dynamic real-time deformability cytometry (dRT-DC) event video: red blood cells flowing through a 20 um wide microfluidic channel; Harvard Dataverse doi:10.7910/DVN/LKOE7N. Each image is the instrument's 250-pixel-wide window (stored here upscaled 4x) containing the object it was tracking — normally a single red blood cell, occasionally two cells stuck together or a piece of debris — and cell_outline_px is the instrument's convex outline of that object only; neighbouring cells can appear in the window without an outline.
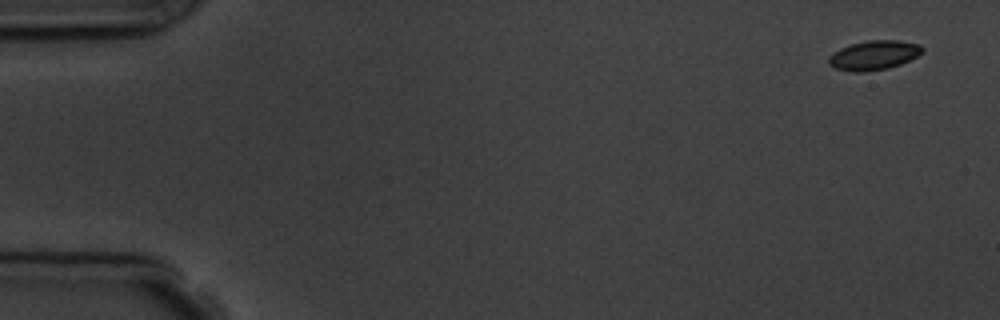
{"species": "common noctule bat (a hibernating species)", "species_latin": "Nyctalus noctula", "temperature_condition": "room temperature", "stored_images_in_passage": 5, "camera_frame_rate_fps": 3000, "um_per_image_px": 0.085, "animal": {"sex": "male", "body_mass_g": 19.5, "forearm_length_mm": 54.6}, "frame": {"image": 1, "passage_image": 1, "time_ms": 0.0, "image_size_px": [1000, 320], "cell_outline_px": [[924, 52], [900, 64], [888, 68], [864, 72], [856, 72], [836, 68], [828, 64], [828, 56], [832, 52], [840, 48], [852, 44], [868, 40], [900, 40], [920, 44], [924, 48]], "centroid_in_image_um": [74.28, 4.68], "position_along_channel_um": 10.7, "area_um2": 16.07}}
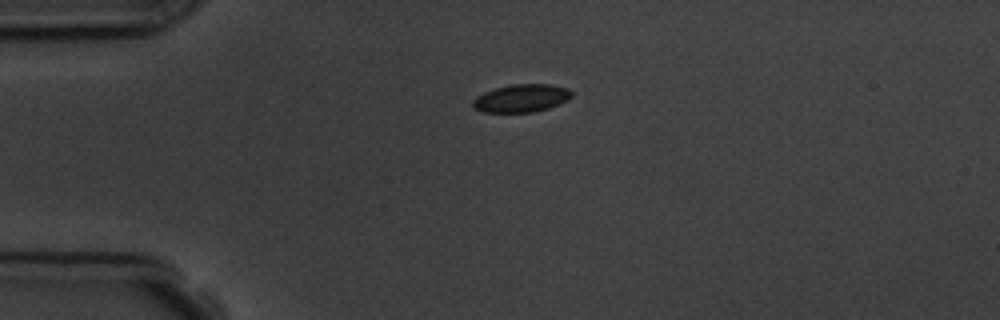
{"frame": {"image": 2, "passage_image": 4, "time_ms": 3.667, "image_size_px": [1000, 320], "cell_outline_px": [[572, 96], [548, 108], [532, 112], [484, 112], [472, 108], [472, 100], [476, 96], [484, 92], [496, 88], [512, 84], [552, 84], [568, 88], [572, 92]], "centroid_in_image_um": [44.27, 8.34], "position_along_channel_um": 40.7, "area_um2": 15.95}}